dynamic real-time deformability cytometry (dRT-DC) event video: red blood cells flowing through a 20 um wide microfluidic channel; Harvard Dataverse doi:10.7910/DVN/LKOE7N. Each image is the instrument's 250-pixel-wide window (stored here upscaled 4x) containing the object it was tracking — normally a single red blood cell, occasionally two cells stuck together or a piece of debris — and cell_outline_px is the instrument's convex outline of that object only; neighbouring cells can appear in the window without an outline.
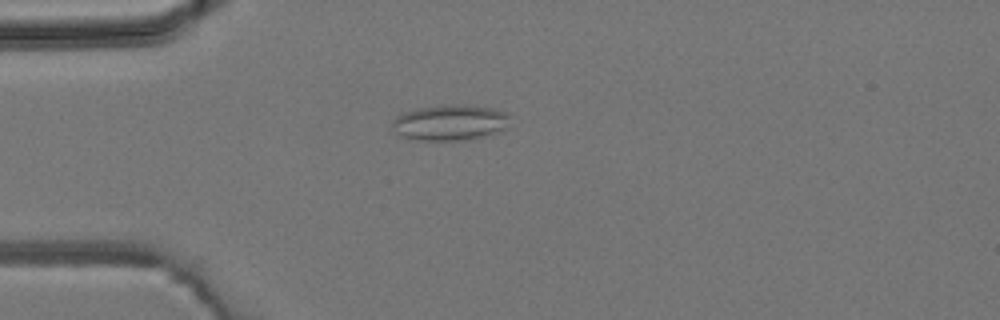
{"species": "common noctule bat (a hibernating species)", "species_latin": "Nyctalus noctula", "temperature_condition": "room temperature", "stored_images_in_passage": 2, "camera_frame_rate_fps": 3000, "um_per_image_px": 0.085, "animal": {"sex": "male", "body_mass_g": 19.2, "forearm_length_mm": 51.8}, "frame": {"image": 1, "passage_image": 1, "time_ms": 0.0, "image_size_px": [1000, 320], "cell_outline_px": [[508, 128], [500, 132], [484, 136], [464, 140], [420, 140], [400, 136], [396, 132], [392, 124], [392, 120], [396, 116], [404, 112], [420, 108], [444, 104], [464, 104], [492, 108], [504, 112], [508, 116]], "centroid_in_image_um": [38.26, 10.41], "position_along_channel_um": 46.7, "area_um2": 24.57}}